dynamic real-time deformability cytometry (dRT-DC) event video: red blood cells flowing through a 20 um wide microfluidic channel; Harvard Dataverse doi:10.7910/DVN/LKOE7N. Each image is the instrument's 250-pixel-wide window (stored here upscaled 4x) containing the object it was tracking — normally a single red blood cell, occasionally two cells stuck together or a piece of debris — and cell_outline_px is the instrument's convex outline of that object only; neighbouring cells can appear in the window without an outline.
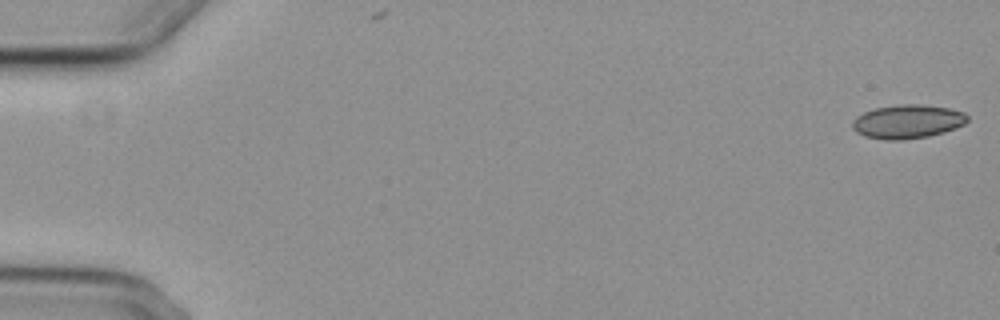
{"species": "common noctule bat (a hibernating species)", "species_latin": "Nyctalus noctula", "temperature_condition": "cold", "stored_images_in_passage": 6, "camera_frame_rate_fps": 3000, "um_per_image_px": 0.085, "animal": {"sex": "female", "body_mass_g": 29.2, "forearm_length_mm": 56.3}, "frame": {"image": 1, "passage_image": 1, "time_ms": 0.0, "image_size_px": [1000, 320], "cell_outline_px": [[968, 120], [964, 124], [944, 132], [928, 136], [904, 140], [884, 140], [864, 136], [856, 132], [852, 128], [852, 120], [856, 116], [864, 112], [876, 108], [900, 104], [920, 104], [948, 108], [964, 112], [968, 116]], "centroid_in_image_um": [77.11, 10.34], "position_along_channel_um": 7.9, "area_um2": 22.72}}
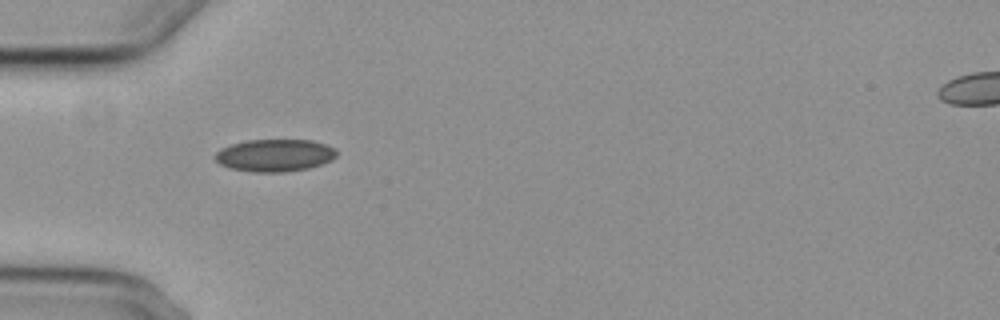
{"frame": {"image": 2, "passage_image": 5, "time_ms": 5.667, "image_size_px": [1000, 320], "cell_outline_px": [[336, 156], [332, 160], [308, 168], [284, 172], [252, 172], [228, 168], [220, 164], [216, 160], [216, 152], [220, 148], [232, 144], [248, 140], [312, 140], [336, 148]], "centroid_in_image_um": [23.35, 13.2], "position_along_channel_um": 61.7, "area_um2": 22.89}}
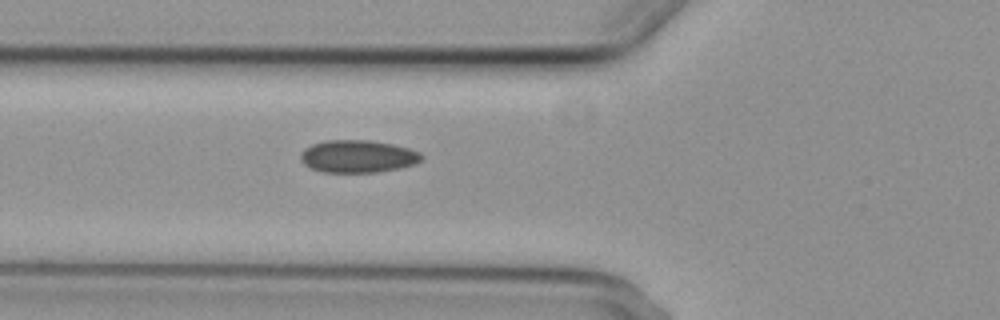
{"frame": {"image": 3, "passage_image": 6, "time_ms": 6.667, "image_size_px": [1000, 320], "cell_outline_px": [[424, 156], [416, 164], [400, 168], [376, 172], [324, 172], [312, 168], [304, 164], [300, 160], [300, 152], [304, 148], [312, 144], [324, 140], [368, 140], [392, 144], [408, 148], [420, 152]], "centroid_in_image_um": [30.4, 13.28], "position_along_channel_um": 95.4, "area_um2": 23.0}}